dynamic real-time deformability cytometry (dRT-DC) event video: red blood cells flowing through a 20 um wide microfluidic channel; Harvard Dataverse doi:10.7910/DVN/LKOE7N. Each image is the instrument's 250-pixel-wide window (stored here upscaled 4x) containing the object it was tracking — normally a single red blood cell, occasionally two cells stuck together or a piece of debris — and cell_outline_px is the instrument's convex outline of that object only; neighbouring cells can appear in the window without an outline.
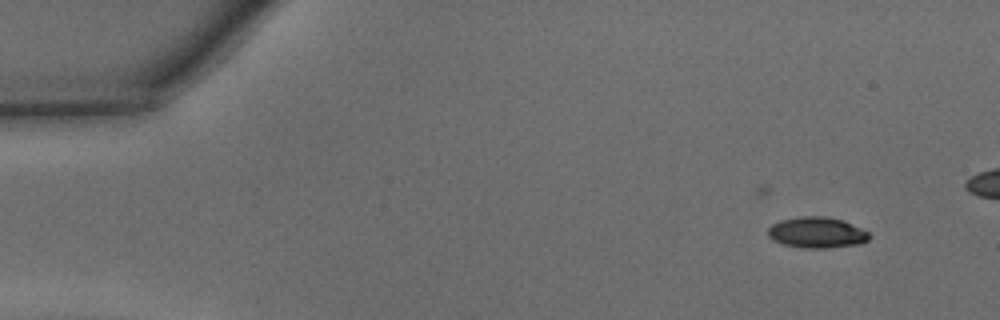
{"species": "common noctule bat (a hibernating species)", "species_latin": "Nyctalus noctula", "temperature_condition": "warm", "stored_images_in_passage": 40, "camera_frame_rate_fps": 3000, "um_per_image_px": 0.085, "animal": {"sex": "male", "body_mass_g": 15.6}, "frame": {"image": 1, "passage_image": 1, "time_ms": 0.0, "image_size_px": [1000, 320], "cell_outline_px": [[872, 236], [868, 240], [860, 244], [824, 248], [804, 248], [784, 244], [772, 240], [768, 236], [768, 228], [772, 224], [780, 220], [800, 216], [824, 216], [840, 220], [860, 228], [868, 232]], "centroid_in_image_um": [69.41, 19.77], "position_along_channel_um": 15.6, "area_um2": 18.15}}
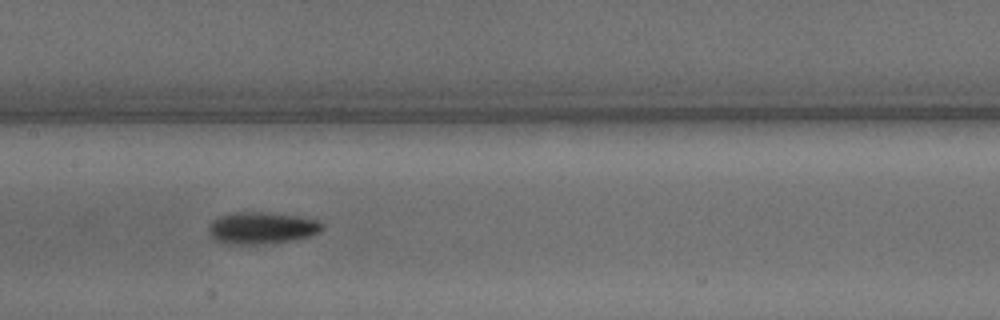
{"frame": {"image": 2, "passage_image": 20, "time_ms": 6.333, "image_size_px": [1000, 320], "cell_outline_px": [[324, 228], [320, 232], [308, 236], [288, 240], [264, 244], [228, 244], [216, 240], [208, 232], [208, 224], [212, 220], [220, 216], [236, 212], [268, 212], [296, 216], [320, 220], [324, 224]], "centroid_in_image_um": [22.24, 19.36], "position_along_channel_um": 185.2, "area_um2": 21.1}}
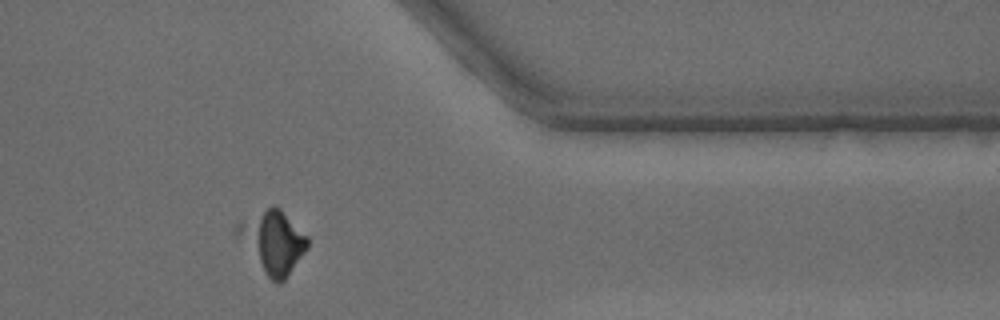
{"frame": {"image": 3, "passage_image": 35, "time_ms": 11.333, "image_size_px": [1000, 320], "cell_outline_px": [[308, 248], [284, 280], [280, 284], [276, 284], [268, 276], [232, 228], [240, 220], [272, 204], [280, 208], [308, 236]], "centroid_in_image_um": [23.21, 20.49], "position_along_channel_um": 388.2, "area_um2": 25.09}, "authors_computed_cell_mechanics": {"area_um2": 19.5653, "velocity_mm_per_s": 4.3701, "shape_relaxation_time_tau1_ms": 2.9734, "shape_relaxation_time_tau2_ms": 6.0614, "deformation_change_tau1": 0.1354, "deformation_change_tau2": 0.1198}}